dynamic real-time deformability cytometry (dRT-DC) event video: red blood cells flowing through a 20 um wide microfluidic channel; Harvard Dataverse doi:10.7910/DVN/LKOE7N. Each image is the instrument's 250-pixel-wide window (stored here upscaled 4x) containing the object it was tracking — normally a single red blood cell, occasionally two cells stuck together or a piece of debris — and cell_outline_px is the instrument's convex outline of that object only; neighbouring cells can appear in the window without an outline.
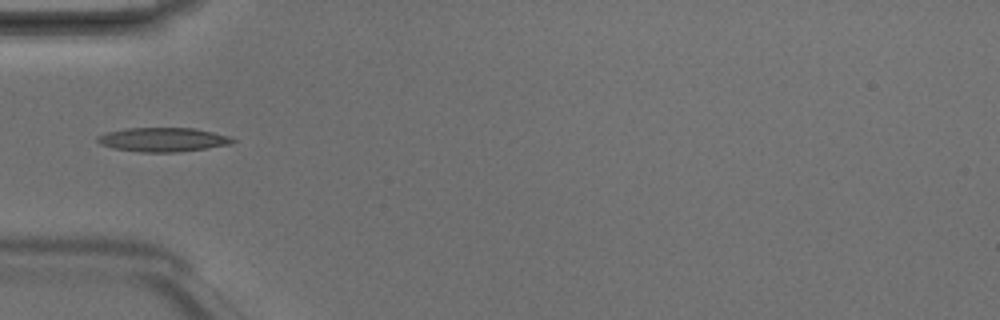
{"species": "Egyptian fruit bat (a non-hibernating species)", "species_latin": "Rousettus aegyptiacus", "temperature_condition": "room temperature", "stored_images_in_passage": 5, "camera_frame_rate_fps": 3000, "um_per_image_px": 0.085, "animal": {"sex": "male"}, "frame": {"image": 1, "passage_image": 4, "time_ms": 1.0, "image_size_px": [1000, 320], "cell_outline_px": [[236, 140], [232, 144], [176, 152], [140, 152], [112, 148], [100, 144], [96, 140], [96, 136], [104, 132], [128, 128], [196, 128], [232, 136]], "centroid_in_image_um": [13.84, 11.86], "position_along_channel_um": 71.2, "area_um2": 19.13}}